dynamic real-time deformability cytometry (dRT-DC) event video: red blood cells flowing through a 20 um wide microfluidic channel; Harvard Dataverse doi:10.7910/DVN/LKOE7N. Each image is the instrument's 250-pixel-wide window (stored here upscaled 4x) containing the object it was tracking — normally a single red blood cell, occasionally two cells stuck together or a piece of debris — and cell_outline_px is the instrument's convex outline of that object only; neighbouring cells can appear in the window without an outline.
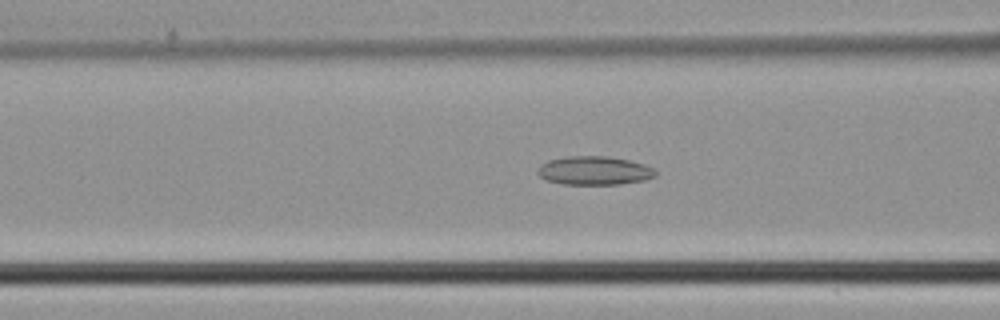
{"species": "common noctule bat (a hibernating species)", "species_latin": "Nyctalus noctula", "temperature_condition": "cold", "stored_images_in_passage": 39, "camera_frame_rate_fps": 3000, "um_per_image_px": 0.085, "animal": {"sex": "male", "body_mass_g": 21.5, "forearm_length_mm": 52.0}, "frame": {"image": 1, "passage_image": 11, "time_ms": 3.333, "image_size_px": [1000, 320], "cell_outline_px": [[656, 176], [644, 180], [620, 184], [564, 184], [548, 180], [540, 176], [536, 172], [540, 164], [548, 160], [568, 156], [608, 156], [628, 160], [644, 164], [656, 168]], "centroid_in_image_um": [50.53, 14.49], "position_along_channel_um": 116.1, "area_um2": 19.71}}
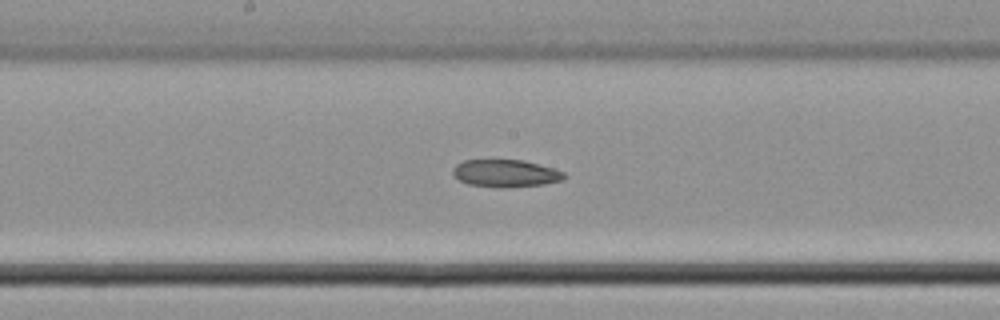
{"frame": {"image": 2, "passage_image": 17, "time_ms": 5.333, "image_size_px": [1000, 320], "cell_outline_px": [[564, 176], [560, 180], [544, 184], [508, 188], [496, 188], [468, 184], [460, 180], [452, 172], [452, 168], [456, 164], [464, 160], [524, 160], [552, 168], [564, 172]], "centroid_in_image_um": [42.93, 14.74], "position_along_channel_um": 205.3, "area_um2": 17.74}}
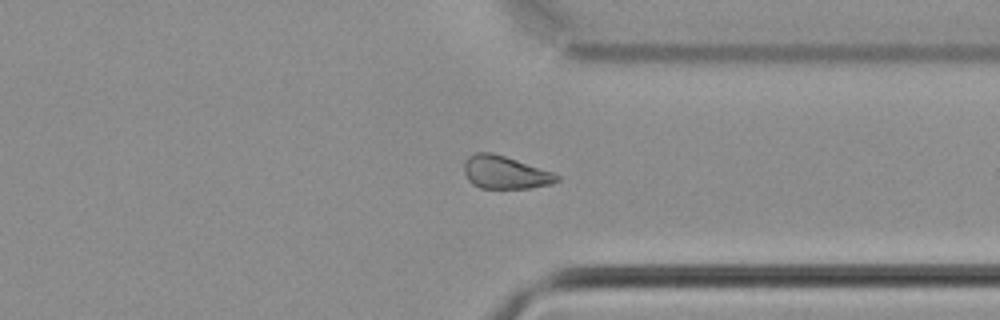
{"frame": {"image": 3, "passage_image": 28, "time_ms": 9.0, "image_size_px": [1000, 320], "cell_outline_px": [[560, 180], [552, 184], [528, 188], [480, 188], [472, 184], [468, 180], [464, 172], [464, 160], [468, 156], [476, 152], [492, 152], [552, 172], [560, 176]], "centroid_in_image_um": [42.9, 14.66], "position_along_channel_um": 368.5, "area_um2": 17.74}}